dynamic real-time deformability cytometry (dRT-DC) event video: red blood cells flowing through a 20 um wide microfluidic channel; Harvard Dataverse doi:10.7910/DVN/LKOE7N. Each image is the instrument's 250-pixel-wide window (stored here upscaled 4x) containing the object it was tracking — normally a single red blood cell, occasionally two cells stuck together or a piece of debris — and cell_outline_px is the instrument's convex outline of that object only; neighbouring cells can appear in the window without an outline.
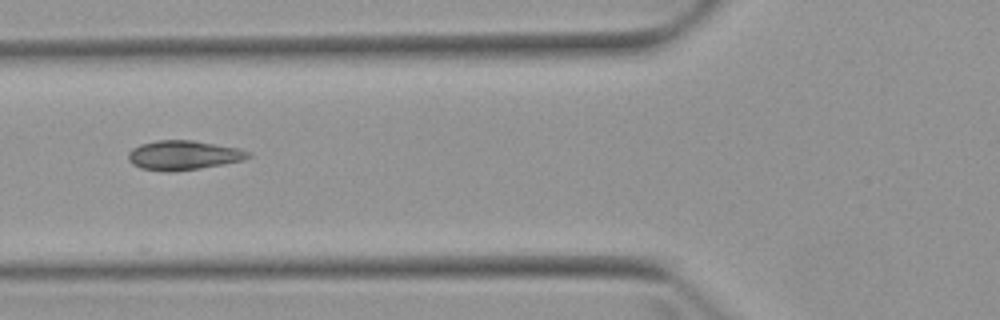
{"species": "Egyptian fruit bat (a non-hibernating species)", "species_latin": "Rousettus aegyptiacus", "temperature_condition": "warm", "stored_images_in_passage": 7, "camera_frame_rate_fps": 3000, "um_per_image_px": 0.085, "animal": {"sex": "female"}, "frame": {"image": 1, "passage_image": 7, "time_ms": 7.0, "image_size_px": [1000, 320], "cell_outline_px": [[252, 156], [240, 160], [200, 168], [172, 172], [168, 172], [140, 168], [132, 164], [128, 160], [128, 152], [132, 148], [140, 144], [156, 140], [192, 140], [240, 148], [248, 152]], "centroid_in_image_um": [15.53, 13.19], "position_along_channel_um": 110.3, "area_um2": 20.46}}